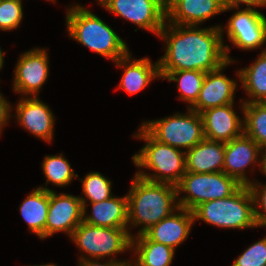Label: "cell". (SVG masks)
<instances>
[{"label": "cell", "mask_w": 266, "mask_h": 266, "mask_svg": "<svg viewBox=\"0 0 266 266\" xmlns=\"http://www.w3.org/2000/svg\"><path fill=\"white\" fill-rule=\"evenodd\" d=\"M254 201V215L259 227H266V183L255 180L248 186ZM262 211V212H261Z\"/></svg>", "instance_id": "4dcf8cb0"}, {"label": "cell", "mask_w": 266, "mask_h": 266, "mask_svg": "<svg viewBox=\"0 0 266 266\" xmlns=\"http://www.w3.org/2000/svg\"><path fill=\"white\" fill-rule=\"evenodd\" d=\"M41 169L46 182L44 186L38 188L45 191H53L47 185L52 184L57 187H65L72 183L74 178H79L75 170L71 168L69 161L63 156V153L57 155H46L43 158Z\"/></svg>", "instance_id": "4316f807"}, {"label": "cell", "mask_w": 266, "mask_h": 266, "mask_svg": "<svg viewBox=\"0 0 266 266\" xmlns=\"http://www.w3.org/2000/svg\"><path fill=\"white\" fill-rule=\"evenodd\" d=\"M235 13L228 19L225 26H221L222 40L228 61H236L230 58L229 45L224 44V31L228 41L234 47L243 51H252L262 47L266 43V16L254 8H236ZM225 28V29H224Z\"/></svg>", "instance_id": "9c48e42d"}, {"label": "cell", "mask_w": 266, "mask_h": 266, "mask_svg": "<svg viewBox=\"0 0 266 266\" xmlns=\"http://www.w3.org/2000/svg\"><path fill=\"white\" fill-rule=\"evenodd\" d=\"M224 9L222 0H166V22L199 26Z\"/></svg>", "instance_id": "e0dca14e"}, {"label": "cell", "mask_w": 266, "mask_h": 266, "mask_svg": "<svg viewBox=\"0 0 266 266\" xmlns=\"http://www.w3.org/2000/svg\"><path fill=\"white\" fill-rule=\"evenodd\" d=\"M234 105L230 103L200 113L205 139L229 142L243 134V118L235 112Z\"/></svg>", "instance_id": "2e32d148"}, {"label": "cell", "mask_w": 266, "mask_h": 266, "mask_svg": "<svg viewBox=\"0 0 266 266\" xmlns=\"http://www.w3.org/2000/svg\"><path fill=\"white\" fill-rule=\"evenodd\" d=\"M162 80L176 82L178 99L191 108L197 101L206 72L198 70L159 71Z\"/></svg>", "instance_id": "d4e9b609"}, {"label": "cell", "mask_w": 266, "mask_h": 266, "mask_svg": "<svg viewBox=\"0 0 266 266\" xmlns=\"http://www.w3.org/2000/svg\"><path fill=\"white\" fill-rule=\"evenodd\" d=\"M114 63L124 71L117 89L121 88L131 96L145 89L151 81L161 79L158 60L152 63L149 57L135 59L129 52Z\"/></svg>", "instance_id": "ac0fdd59"}, {"label": "cell", "mask_w": 266, "mask_h": 266, "mask_svg": "<svg viewBox=\"0 0 266 266\" xmlns=\"http://www.w3.org/2000/svg\"><path fill=\"white\" fill-rule=\"evenodd\" d=\"M261 152L259 145L244 133L225 142L223 172L242 186H249L254 180L248 178L247 168L251 167V171L255 172L258 165L260 169Z\"/></svg>", "instance_id": "7c38bea8"}, {"label": "cell", "mask_w": 266, "mask_h": 266, "mask_svg": "<svg viewBox=\"0 0 266 266\" xmlns=\"http://www.w3.org/2000/svg\"><path fill=\"white\" fill-rule=\"evenodd\" d=\"M5 54H6V52L5 51L3 52L1 47H0V70H2V68L4 66Z\"/></svg>", "instance_id": "8d00e7d4"}, {"label": "cell", "mask_w": 266, "mask_h": 266, "mask_svg": "<svg viewBox=\"0 0 266 266\" xmlns=\"http://www.w3.org/2000/svg\"><path fill=\"white\" fill-rule=\"evenodd\" d=\"M126 194L128 200V232L131 237L134 235L130 229L140 227L136 235L143 234L152 225L170 216L179 208L175 185L151 182L136 174Z\"/></svg>", "instance_id": "7a4b0ae2"}, {"label": "cell", "mask_w": 266, "mask_h": 266, "mask_svg": "<svg viewBox=\"0 0 266 266\" xmlns=\"http://www.w3.org/2000/svg\"><path fill=\"white\" fill-rule=\"evenodd\" d=\"M22 0H0V30L17 29L23 19Z\"/></svg>", "instance_id": "f1b7e54d"}, {"label": "cell", "mask_w": 266, "mask_h": 266, "mask_svg": "<svg viewBox=\"0 0 266 266\" xmlns=\"http://www.w3.org/2000/svg\"><path fill=\"white\" fill-rule=\"evenodd\" d=\"M131 251L144 266H170L175 257V249L150 240L144 233L132 237Z\"/></svg>", "instance_id": "cb8c5ba5"}, {"label": "cell", "mask_w": 266, "mask_h": 266, "mask_svg": "<svg viewBox=\"0 0 266 266\" xmlns=\"http://www.w3.org/2000/svg\"><path fill=\"white\" fill-rule=\"evenodd\" d=\"M17 124L38 139L52 143L54 139L55 116L53 111L39 97H20L14 106Z\"/></svg>", "instance_id": "5bb4252c"}, {"label": "cell", "mask_w": 266, "mask_h": 266, "mask_svg": "<svg viewBox=\"0 0 266 266\" xmlns=\"http://www.w3.org/2000/svg\"><path fill=\"white\" fill-rule=\"evenodd\" d=\"M30 266H58V265H56V264H54V263H47V264H41V265H30Z\"/></svg>", "instance_id": "f35d334b"}, {"label": "cell", "mask_w": 266, "mask_h": 266, "mask_svg": "<svg viewBox=\"0 0 266 266\" xmlns=\"http://www.w3.org/2000/svg\"><path fill=\"white\" fill-rule=\"evenodd\" d=\"M225 142L203 139L185 152L186 172H223Z\"/></svg>", "instance_id": "44dd1931"}, {"label": "cell", "mask_w": 266, "mask_h": 266, "mask_svg": "<svg viewBox=\"0 0 266 266\" xmlns=\"http://www.w3.org/2000/svg\"><path fill=\"white\" fill-rule=\"evenodd\" d=\"M49 54L46 48L22 52L13 73V91L21 97H39L49 77Z\"/></svg>", "instance_id": "30bf717a"}, {"label": "cell", "mask_w": 266, "mask_h": 266, "mask_svg": "<svg viewBox=\"0 0 266 266\" xmlns=\"http://www.w3.org/2000/svg\"><path fill=\"white\" fill-rule=\"evenodd\" d=\"M239 108L243 116V133L254 140L261 151L266 150V102L241 101Z\"/></svg>", "instance_id": "484cf974"}, {"label": "cell", "mask_w": 266, "mask_h": 266, "mask_svg": "<svg viewBox=\"0 0 266 266\" xmlns=\"http://www.w3.org/2000/svg\"><path fill=\"white\" fill-rule=\"evenodd\" d=\"M231 266H266V236L245 249Z\"/></svg>", "instance_id": "f546056e"}, {"label": "cell", "mask_w": 266, "mask_h": 266, "mask_svg": "<svg viewBox=\"0 0 266 266\" xmlns=\"http://www.w3.org/2000/svg\"><path fill=\"white\" fill-rule=\"evenodd\" d=\"M194 222L224 229L258 228L254 215V201L248 186H241L234 194L199 204L192 210Z\"/></svg>", "instance_id": "5b68a950"}, {"label": "cell", "mask_w": 266, "mask_h": 266, "mask_svg": "<svg viewBox=\"0 0 266 266\" xmlns=\"http://www.w3.org/2000/svg\"><path fill=\"white\" fill-rule=\"evenodd\" d=\"M12 104L0 92V134L12 118Z\"/></svg>", "instance_id": "d6a6232c"}, {"label": "cell", "mask_w": 266, "mask_h": 266, "mask_svg": "<svg viewBox=\"0 0 266 266\" xmlns=\"http://www.w3.org/2000/svg\"><path fill=\"white\" fill-rule=\"evenodd\" d=\"M133 137L145 145L133 155L132 161L139 168L137 176L151 182L177 185L186 173L185 151L154 139L142 126ZM145 168L151 172L141 170ZM154 172V173H153Z\"/></svg>", "instance_id": "277c9868"}, {"label": "cell", "mask_w": 266, "mask_h": 266, "mask_svg": "<svg viewBox=\"0 0 266 266\" xmlns=\"http://www.w3.org/2000/svg\"><path fill=\"white\" fill-rule=\"evenodd\" d=\"M46 1L56 3V0H46Z\"/></svg>", "instance_id": "ab89813d"}, {"label": "cell", "mask_w": 266, "mask_h": 266, "mask_svg": "<svg viewBox=\"0 0 266 266\" xmlns=\"http://www.w3.org/2000/svg\"><path fill=\"white\" fill-rule=\"evenodd\" d=\"M91 205V213L87 207ZM83 221L87 224L109 228L128 229V200L127 194L123 197L112 196L95 203H82Z\"/></svg>", "instance_id": "ffe728a7"}, {"label": "cell", "mask_w": 266, "mask_h": 266, "mask_svg": "<svg viewBox=\"0 0 266 266\" xmlns=\"http://www.w3.org/2000/svg\"><path fill=\"white\" fill-rule=\"evenodd\" d=\"M104 9L157 37L166 22V0H112Z\"/></svg>", "instance_id": "8fae6325"}, {"label": "cell", "mask_w": 266, "mask_h": 266, "mask_svg": "<svg viewBox=\"0 0 266 266\" xmlns=\"http://www.w3.org/2000/svg\"><path fill=\"white\" fill-rule=\"evenodd\" d=\"M83 221V205L80 196L67 193L49 192V209L45 225V238L62 232L71 237Z\"/></svg>", "instance_id": "4fadbf2b"}, {"label": "cell", "mask_w": 266, "mask_h": 266, "mask_svg": "<svg viewBox=\"0 0 266 266\" xmlns=\"http://www.w3.org/2000/svg\"><path fill=\"white\" fill-rule=\"evenodd\" d=\"M98 2V4L102 7H105L109 2H111L112 0H96Z\"/></svg>", "instance_id": "74e56055"}, {"label": "cell", "mask_w": 266, "mask_h": 266, "mask_svg": "<svg viewBox=\"0 0 266 266\" xmlns=\"http://www.w3.org/2000/svg\"><path fill=\"white\" fill-rule=\"evenodd\" d=\"M103 259H84L78 260L77 266H126V264L121 262H115L111 260H106L105 262Z\"/></svg>", "instance_id": "836d02e7"}, {"label": "cell", "mask_w": 266, "mask_h": 266, "mask_svg": "<svg viewBox=\"0 0 266 266\" xmlns=\"http://www.w3.org/2000/svg\"><path fill=\"white\" fill-rule=\"evenodd\" d=\"M194 223L192 211L179 207L170 216L152 225L144 234L150 240L176 250L187 240Z\"/></svg>", "instance_id": "d6986e66"}, {"label": "cell", "mask_w": 266, "mask_h": 266, "mask_svg": "<svg viewBox=\"0 0 266 266\" xmlns=\"http://www.w3.org/2000/svg\"><path fill=\"white\" fill-rule=\"evenodd\" d=\"M234 62L227 61L220 68L206 73L199 97L191 107L193 111L200 114L209 108L236 103L235 91L238 89L237 80L228 78L226 74H223V70Z\"/></svg>", "instance_id": "9a60e30c"}, {"label": "cell", "mask_w": 266, "mask_h": 266, "mask_svg": "<svg viewBox=\"0 0 266 266\" xmlns=\"http://www.w3.org/2000/svg\"><path fill=\"white\" fill-rule=\"evenodd\" d=\"M248 98L243 103L266 102V47L248 67L240 68L235 74Z\"/></svg>", "instance_id": "7402d4cb"}, {"label": "cell", "mask_w": 266, "mask_h": 266, "mask_svg": "<svg viewBox=\"0 0 266 266\" xmlns=\"http://www.w3.org/2000/svg\"><path fill=\"white\" fill-rule=\"evenodd\" d=\"M49 209V192L36 187L19 206V212L28 229L45 239V225Z\"/></svg>", "instance_id": "603a6c76"}, {"label": "cell", "mask_w": 266, "mask_h": 266, "mask_svg": "<svg viewBox=\"0 0 266 266\" xmlns=\"http://www.w3.org/2000/svg\"><path fill=\"white\" fill-rule=\"evenodd\" d=\"M65 17L69 37L98 55L114 63L130 52L113 28L81 4L69 5Z\"/></svg>", "instance_id": "3957f363"}, {"label": "cell", "mask_w": 266, "mask_h": 266, "mask_svg": "<svg viewBox=\"0 0 266 266\" xmlns=\"http://www.w3.org/2000/svg\"><path fill=\"white\" fill-rule=\"evenodd\" d=\"M258 171L266 176V150L261 152L260 170Z\"/></svg>", "instance_id": "e575fe53"}, {"label": "cell", "mask_w": 266, "mask_h": 266, "mask_svg": "<svg viewBox=\"0 0 266 266\" xmlns=\"http://www.w3.org/2000/svg\"><path fill=\"white\" fill-rule=\"evenodd\" d=\"M79 180L82 182L83 196L80 197L82 203L100 202L114 195L111 192V180L98 171L89 172L85 175L84 179L79 178Z\"/></svg>", "instance_id": "83f0119b"}, {"label": "cell", "mask_w": 266, "mask_h": 266, "mask_svg": "<svg viewBox=\"0 0 266 266\" xmlns=\"http://www.w3.org/2000/svg\"><path fill=\"white\" fill-rule=\"evenodd\" d=\"M224 5V12L230 10H236L240 6L245 5V8H254L266 7V0H222Z\"/></svg>", "instance_id": "1f68e13d"}, {"label": "cell", "mask_w": 266, "mask_h": 266, "mask_svg": "<svg viewBox=\"0 0 266 266\" xmlns=\"http://www.w3.org/2000/svg\"><path fill=\"white\" fill-rule=\"evenodd\" d=\"M70 239L81 253L78 260L107 258L126 264L127 259H118L114 255L131 251L132 237L124 228L93 226L82 221Z\"/></svg>", "instance_id": "8992f818"}, {"label": "cell", "mask_w": 266, "mask_h": 266, "mask_svg": "<svg viewBox=\"0 0 266 266\" xmlns=\"http://www.w3.org/2000/svg\"><path fill=\"white\" fill-rule=\"evenodd\" d=\"M132 258V260L128 259V261L126 262V266H144L140 264L134 257Z\"/></svg>", "instance_id": "d590c367"}, {"label": "cell", "mask_w": 266, "mask_h": 266, "mask_svg": "<svg viewBox=\"0 0 266 266\" xmlns=\"http://www.w3.org/2000/svg\"><path fill=\"white\" fill-rule=\"evenodd\" d=\"M241 186L224 172H186L176 185L178 206L192 211L201 203L231 196Z\"/></svg>", "instance_id": "52a82bcc"}, {"label": "cell", "mask_w": 266, "mask_h": 266, "mask_svg": "<svg viewBox=\"0 0 266 266\" xmlns=\"http://www.w3.org/2000/svg\"><path fill=\"white\" fill-rule=\"evenodd\" d=\"M141 126L159 142L185 152L205 138L202 117L191 108L186 113L174 112L171 116L144 121Z\"/></svg>", "instance_id": "ba28073f"}, {"label": "cell", "mask_w": 266, "mask_h": 266, "mask_svg": "<svg viewBox=\"0 0 266 266\" xmlns=\"http://www.w3.org/2000/svg\"><path fill=\"white\" fill-rule=\"evenodd\" d=\"M176 25L165 22L158 38L165 42V53L159 71L198 70L209 72L220 68L228 60L220 27Z\"/></svg>", "instance_id": "6da1fadb"}]
</instances>
